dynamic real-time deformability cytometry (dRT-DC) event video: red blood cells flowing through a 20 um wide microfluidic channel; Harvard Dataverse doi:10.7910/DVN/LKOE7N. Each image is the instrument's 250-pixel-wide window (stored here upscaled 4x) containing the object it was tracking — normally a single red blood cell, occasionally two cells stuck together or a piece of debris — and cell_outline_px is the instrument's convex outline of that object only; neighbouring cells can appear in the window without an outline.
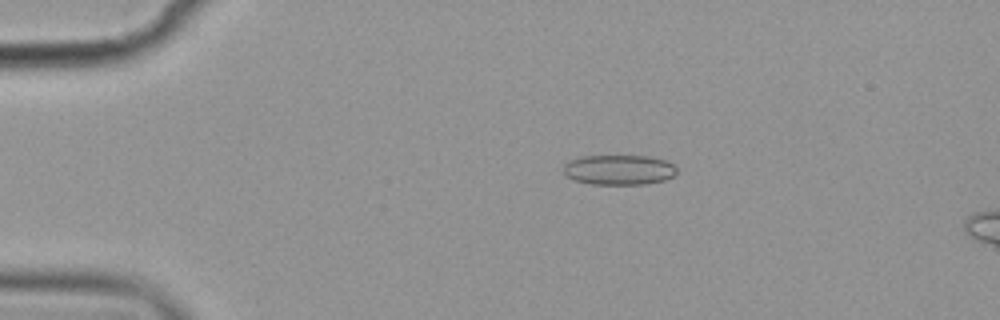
{"species": "common noctule bat (a hibernating species)", "species_latin": "Nyctalus noctula", "temperature_condition": "cold", "stored_images_in_passage": 6, "camera_frame_rate_fps": 3000, "um_per_image_px": 0.085, "animal": {"sex": "female", "body_mass_g": 19.9}, "frame": {"image": 1, "passage_image": 4, "time_ms": 3.667, "image_size_px": [1000, 320], "cell_outline_px": [[676, 172], [672, 176], [664, 180], [644, 184], [592, 184], [576, 180], [568, 176], [564, 172], [564, 164], [568, 160], [580, 156], [648, 156], [664, 160], [672, 164], [676, 168]], "centroid_in_image_um": [52.59, 14.42], "position_along_channel_um": 32.4, "area_um2": 19.65}}